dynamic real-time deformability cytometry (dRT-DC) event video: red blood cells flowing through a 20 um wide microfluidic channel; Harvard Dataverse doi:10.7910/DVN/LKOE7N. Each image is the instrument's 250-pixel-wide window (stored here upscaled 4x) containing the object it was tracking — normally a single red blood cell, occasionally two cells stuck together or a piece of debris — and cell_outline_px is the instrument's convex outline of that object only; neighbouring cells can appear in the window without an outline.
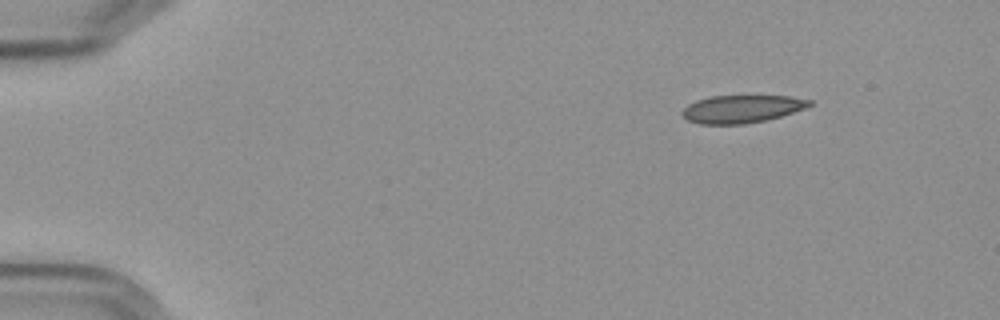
{"species": "Egyptian fruit bat (a non-hibernating species)", "species_latin": "Rousettus aegyptiacus", "temperature_condition": "cold", "stored_images_in_passage": 50, "camera_frame_rate_fps": 3000, "um_per_image_px": 0.085, "frame": {"image": 1, "passage_image": 1, "time_ms": 0.0, "image_size_px": [1000, 320], "cell_outline_px": [[816, 104], [780, 116], [764, 120], [744, 124], [700, 124], [688, 120], [680, 112], [688, 104], [696, 100], [712, 96], [792, 96], [812, 100]], "centroid_in_image_um": [63.06, 9.25], "position_along_channel_um": 21.9, "area_um2": 20.52}}
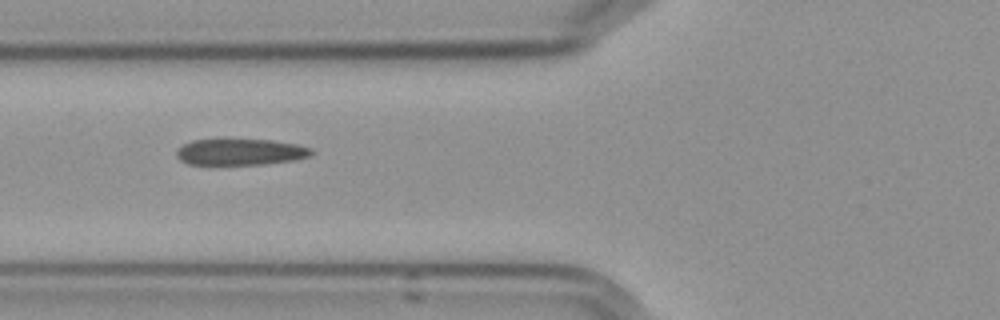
{"frame": {"image": 2, "passage_image": 16, "time_ms": 5.0, "image_size_px": [1000, 320], "cell_outline_px": [[312, 152], [308, 156], [296, 160], [264, 164], [188, 164], [180, 160], [176, 156], [176, 148], [192, 140], [216, 136], [272, 140], [296, 144], [312, 148]], "centroid_in_image_um": [20.35, 12.86], "position_along_channel_um": 105.4, "area_um2": 21.68}}
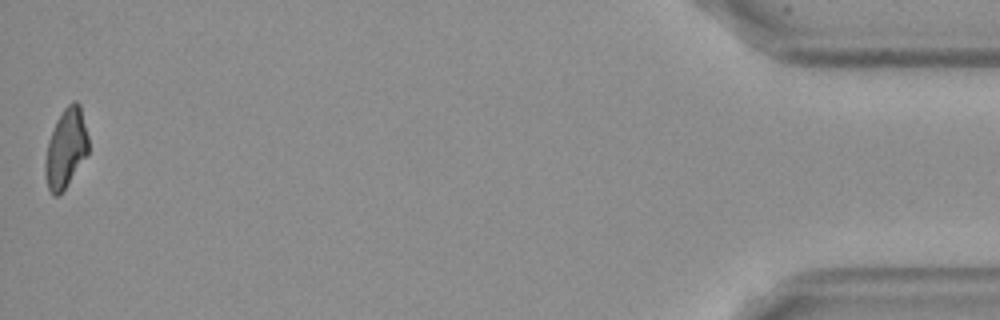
{"frame": {"image": 3, "passage_image": 50, "time_ms": 16.333, "image_size_px": [1000, 320], "cell_outline_px": [[88, 152], [64, 188], [56, 196], [52, 196], [48, 188], [44, 176], [44, 164], [48, 140], [56, 120], [64, 108], [72, 100], [76, 100], [80, 104], [88, 136]], "centroid_in_image_um": [5.57, 12.56], "position_along_channel_um": 429.6, "area_um2": 19.77}, "authors_computed_cell_mechanics": {"area_um2": 21.5594, "velocity_mm_per_s": 3.6089, "shape_relaxation_time_tau1_ms": null, "shape_relaxation_time_tau2_ms": 3.6837, "deformation_change_tau1": null, "deformation_change_tau2": 0.1097}}